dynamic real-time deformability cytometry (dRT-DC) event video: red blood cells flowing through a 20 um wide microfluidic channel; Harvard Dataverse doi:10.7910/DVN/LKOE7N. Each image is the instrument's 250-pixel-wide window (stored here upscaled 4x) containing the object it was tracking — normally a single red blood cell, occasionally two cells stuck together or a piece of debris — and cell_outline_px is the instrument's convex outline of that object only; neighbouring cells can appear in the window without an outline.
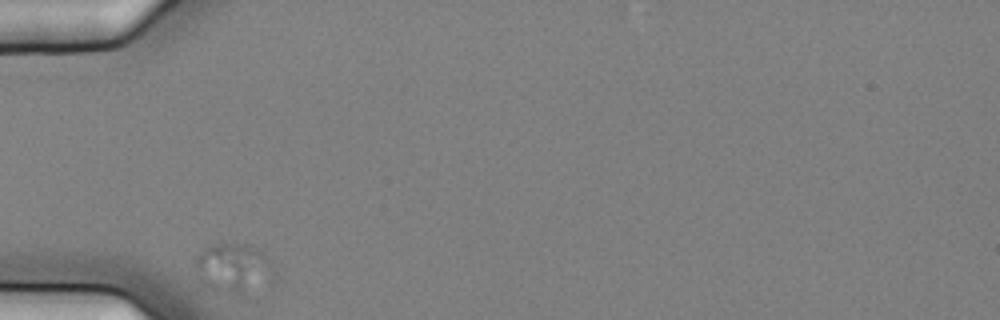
{"species": "common noctule bat (a hibernating species)", "species_latin": "Nyctalus noctula", "temperature_condition": "cold", "stored_images_in_passage": 33, "camera_frame_rate_fps": 3000, "um_per_image_px": 0.085, "animal": {"sex": "female", "body_mass_g": 25.1}, "frame": {"image": 1, "passage_image": 1, "time_ms": 0.0, "image_size_px": [1000, 320], "cell_outline_px": [[276, 276], [272, 284], [240, 292], [236, 292], [228, 288], [196, 264], [196, 260], [204, 248], [212, 244], [252, 244], [264, 252], [276, 264]], "centroid_in_image_um": [20.23, 22.61], "position_along_channel_um": 64.8, "area_um2": 20.4}}
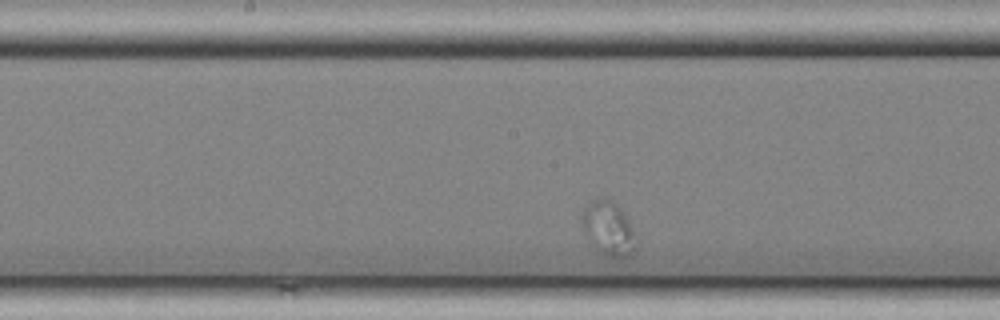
{"frame": {"image": 2, "passage_image": 15, "time_ms": 4.667, "image_size_px": [1000, 320], "cell_outline_px": [[640, 244], [628, 256], [604, 256], [600, 252], [580, 224], [580, 216], [584, 208], [592, 200], [604, 196], [616, 204], [624, 212], [640, 240]], "centroid_in_image_um": [51.77, 19.39], "position_along_channel_um": 196.4, "area_um2": 17.22}}
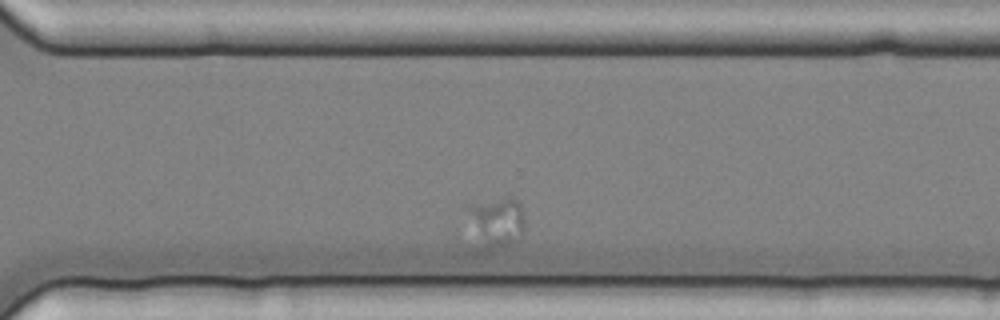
{"frame": {"image": 3, "passage_image": 28, "time_ms": 9.0, "image_size_px": [1000, 320], "cell_outline_px": [[524, 236], [508, 244], [484, 252], [468, 252], [464, 204], [508, 196], [512, 196], [520, 204], [524, 216]], "centroid_in_image_um": [41.93, 19.0], "position_along_channel_um": 328.7, "area_um2": 19.59}}